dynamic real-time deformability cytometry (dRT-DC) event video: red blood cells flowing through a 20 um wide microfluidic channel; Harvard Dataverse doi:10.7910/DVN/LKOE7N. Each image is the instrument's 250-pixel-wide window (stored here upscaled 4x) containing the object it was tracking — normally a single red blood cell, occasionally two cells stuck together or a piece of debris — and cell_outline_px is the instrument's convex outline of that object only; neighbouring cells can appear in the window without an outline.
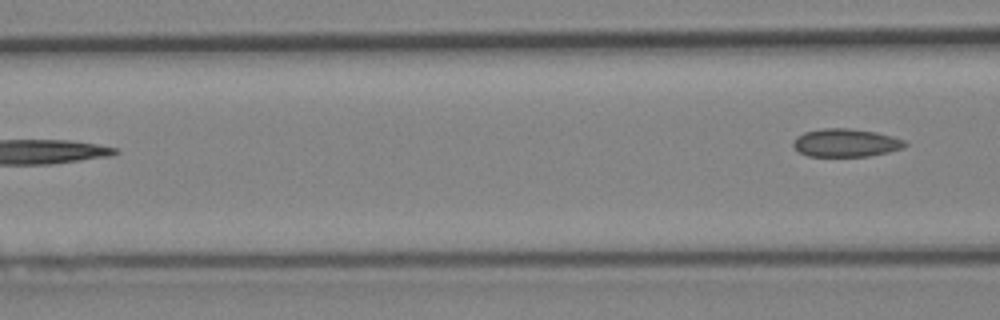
{"species": "Egyptian fruit bat (a non-hibernating species)", "species_latin": "Rousettus aegyptiacus", "temperature_condition": "cold", "stored_images_in_passage": 5, "camera_frame_rate_fps": 3000, "um_per_image_px": 0.085, "animal": {"sex": "female"}, "frame": {"image": 1, "passage_image": 5, "time_ms": 4.667, "image_size_px": [1000, 320], "cell_outline_px": [[908, 144], [904, 148], [888, 152], [868, 156], [808, 156], [800, 152], [792, 144], [796, 136], [804, 132], [820, 128], [848, 128], [876, 132], [892, 136], [904, 140]], "centroid_in_image_um": [71.9, 12.13], "position_along_channel_um": 94.7, "area_um2": 18.32}}